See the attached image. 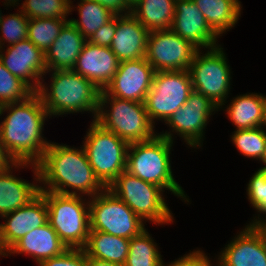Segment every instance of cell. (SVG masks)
Segmentation results:
<instances>
[{
	"instance_id": "obj_32",
	"label": "cell",
	"mask_w": 266,
	"mask_h": 266,
	"mask_svg": "<svg viewBox=\"0 0 266 266\" xmlns=\"http://www.w3.org/2000/svg\"><path fill=\"white\" fill-rule=\"evenodd\" d=\"M231 139L241 154L260 161L266 144V131L263 128L236 130Z\"/></svg>"
},
{
	"instance_id": "obj_26",
	"label": "cell",
	"mask_w": 266,
	"mask_h": 266,
	"mask_svg": "<svg viewBox=\"0 0 266 266\" xmlns=\"http://www.w3.org/2000/svg\"><path fill=\"white\" fill-rule=\"evenodd\" d=\"M129 241L130 239L101 231H89L83 250L87 257L124 265L129 252Z\"/></svg>"
},
{
	"instance_id": "obj_34",
	"label": "cell",
	"mask_w": 266,
	"mask_h": 266,
	"mask_svg": "<svg viewBox=\"0 0 266 266\" xmlns=\"http://www.w3.org/2000/svg\"><path fill=\"white\" fill-rule=\"evenodd\" d=\"M28 24L29 19L21 10L3 17L0 21V49L5 51V42L13 45L27 39Z\"/></svg>"
},
{
	"instance_id": "obj_7",
	"label": "cell",
	"mask_w": 266,
	"mask_h": 266,
	"mask_svg": "<svg viewBox=\"0 0 266 266\" xmlns=\"http://www.w3.org/2000/svg\"><path fill=\"white\" fill-rule=\"evenodd\" d=\"M83 148L96 178L108 188L126 170L129 144L95 120L84 137Z\"/></svg>"
},
{
	"instance_id": "obj_47",
	"label": "cell",
	"mask_w": 266,
	"mask_h": 266,
	"mask_svg": "<svg viewBox=\"0 0 266 266\" xmlns=\"http://www.w3.org/2000/svg\"><path fill=\"white\" fill-rule=\"evenodd\" d=\"M231 1L234 2L242 10L241 2L239 0H231Z\"/></svg>"
},
{
	"instance_id": "obj_15",
	"label": "cell",
	"mask_w": 266,
	"mask_h": 266,
	"mask_svg": "<svg viewBox=\"0 0 266 266\" xmlns=\"http://www.w3.org/2000/svg\"><path fill=\"white\" fill-rule=\"evenodd\" d=\"M154 74L155 70L146 58L120 62L104 91L110 96L144 103Z\"/></svg>"
},
{
	"instance_id": "obj_39",
	"label": "cell",
	"mask_w": 266,
	"mask_h": 266,
	"mask_svg": "<svg viewBox=\"0 0 266 266\" xmlns=\"http://www.w3.org/2000/svg\"><path fill=\"white\" fill-rule=\"evenodd\" d=\"M108 8L116 15L128 14L131 6L125 0H93Z\"/></svg>"
},
{
	"instance_id": "obj_38",
	"label": "cell",
	"mask_w": 266,
	"mask_h": 266,
	"mask_svg": "<svg viewBox=\"0 0 266 266\" xmlns=\"http://www.w3.org/2000/svg\"><path fill=\"white\" fill-rule=\"evenodd\" d=\"M209 260L208 256L204 251H200V249L190 251L188 254H185L183 257L181 256L177 260L172 261L166 266H213Z\"/></svg>"
},
{
	"instance_id": "obj_48",
	"label": "cell",
	"mask_w": 266,
	"mask_h": 266,
	"mask_svg": "<svg viewBox=\"0 0 266 266\" xmlns=\"http://www.w3.org/2000/svg\"><path fill=\"white\" fill-rule=\"evenodd\" d=\"M130 6H132L137 0H125Z\"/></svg>"
},
{
	"instance_id": "obj_46",
	"label": "cell",
	"mask_w": 266,
	"mask_h": 266,
	"mask_svg": "<svg viewBox=\"0 0 266 266\" xmlns=\"http://www.w3.org/2000/svg\"><path fill=\"white\" fill-rule=\"evenodd\" d=\"M8 256V251L3 247L1 238H0V256Z\"/></svg>"
},
{
	"instance_id": "obj_6",
	"label": "cell",
	"mask_w": 266,
	"mask_h": 266,
	"mask_svg": "<svg viewBox=\"0 0 266 266\" xmlns=\"http://www.w3.org/2000/svg\"><path fill=\"white\" fill-rule=\"evenodd\" d=\"M48 207V222L67 248L83 249L90 231L89 201L83 196L39 191Z\"/></svg>"
},
{
	"instance_id": "obj_14",
	"label": "cell",
	"mask_w": 266,
	"mask_h": 266,
	"mask_svg": "<svg viewBox=\"0 0 266 266\" xmlns=\"http://www.w3.org/2000/svg\"><path fill=\"white\" fill-rule=\"evenodd\" d=\"M7 46L5 53L0 49V61L10 73L37 92L47 72L44 53L28 38Z\"/></svg>"
},
{
	"instance_id": "obj_36",
	"label": "cell",
	"mask_w": 266,
	"mask_h": 266,
	"mask_svg": "<svg viewBox=\"0 0 266 266\" xmlns=\"http://www.w3.org/2000/svg\"><path fill=\"white\" fill-rule=\"evenodd\" d=\"M38 266H88L83 249L68 248L62 254L43 260Z\"/></svg>"
},
{
	"instance_id": "obj_12",
	"label": "cell",
	"mask_w": 266,
	"mask_h": 266,
	"mask_svg": "<svg viewBox=\"0 0 266 266\" xmlns=\"http://www.w3.org/2000/svg\"><path fill=\"white\" fill-rule=\"evenodd\" d=\"M218 110L219 107L209 98L193 90L185 104L165 122V125L172 128L171 131L161 132L159 135L173 142V134L177 133L189 147L200 148L209 117Z\"/></svg>"
},
{
	"instance_id": "obj_45",
	"label": "cell",
	"mask_w": 266,
	"mask_h": 266,
	"mask_svg": "<svg viewBox=\"0 0 266 266\" xmlns=\"http://www.w3.org/2000/svg\"><path fill=\"white\" fill-rule=\"evenodd\" d=\"M6 2H4V5L5 6H17L18 4H20L19 2H20V0H5ZM17 4V5H16Z\"/></svg>"
},
{
	"instance_id": "obj_49",
	"label": "cell",
	"mask_w": 266,
	"mask_h": 266,
	"mask_svg": "<svg viewBox=\"0 0 266 266\" xmlns=\"http://www.w3.org/2000/svg\"><path fill=\"white\" fill-rule=\"evenodd\" d=\"M4 17V15H2V12H1V10H0V21H1V19Z\"/></svg>"
},
{
	"instance_id": "obj_42",
	"label": "cell",
	"mask_w": 266,
	"mask_h": 266,
	"mask_svg": "<svg viewBox=\"0 0 266 266\" xmlns=\"http://www.w3.org/2000/svg\"><path fill=\"white\" fill-rule=\"evenodd\" d=\"M88 266H125L123 264H115L96 258L87 257Z\"/></svg>"
},
{
	"instance_id": "obj_25",
	"label": "cell",
	"mask_w": 266,
	"mask_h": 266,
	"mask_svg": "<svg viewBox=\"0 0 266 266\" xmlns=\"http://www.w3.org/2000/svg\"><path fill=\"white\" fill-rule=\"evenodd\" d=\"M265 100L266 96L258 93L237 95L224 111L236 130L261 127Z\"/></svg>"
},
{
	"instance_id": "obj_5",
	"label": "cell",
	"mask_w": 266,
	"mask_h": 266,
	"mask_svg": "<svg viewBox=\"0 0 266 266\" xmlns=\"http://www.w3.org/2000/svg\"><path fill=\"white\" fill-rule=\"evenodd\" d=\"M95 121L128 144L147 141L157 135L145 103L110 96L104 90L100 93Z\"/></svg>"
},
{
	"instance_id": "obj_20",
	"label": "cell",
	"mask_w": 266,
	"mask_h": 266,
	"mask_svg": "<svg viewBox=\"0 0 266 266\" xmlns=\"http://www.w3.org/2000/svg\"><path fill=\"white\" fill-rule=\"evenodd\" d=\"M32 167L34 172V182L19 179L13 175V169ZM13 167V168H12ZM38 166L25 162H14L8 168L0 171V217L24 207L40 191Z\"/></svg>"
},
{
	"instance_id": "obj_1",
	"label": "cell",
	"mask_w": 266,
	"mask_h": 266,
	"mask_svg": "<svg viewBox=\"0 0 266 266\" xmlns=\"http://www.w3.org/2000/svg\"><path fill=\"white\" fill-rule=\"evenodd\" d=\"M0 141L14 162L37 165L49 141L43 139L45 120L49 116L41 97L35 92L27 100L0 106Z\"/></svg>"
},
{
	"instance_id": "obj_27",
	"label": "cell",
	"mask_w": 266,
	"mask_h": 266,
	"mask_svg": "<svg viewBox=\"0 0 266 266\" xmlns=\"http://www.w3.org/2000/svg\"><path fill=\"white\" fill-rule=\"evenodd\" d=\"M193 2L218 37L234 27L241 17V9L231 0H193Z\"/></svg>"
},
{
	"instance_id": "obj_8",
	"label": "cell",
	"mask_w": 266,
	"mask_h": 266,
	"mask_svg": "<svg viewBox=\"0 0 266 266\" xmlns=\"http://www.w3.org/2000/svg\"><path fill=\"white\" fill-rule=\"evenodd\" d=\"M108 189L145 223L147 221L156 225L173 223V213L165 202L163 196L165 190L161 187L143 181L125 170Z\"/></svg>"
},
{
	"instance_id": "obj_28",
	"label": "cell",
	"mask_w": 266,
	"mask_h": 266,
	"mask_svg": "<svg viewBox=\"0 0 266 266\" xmlns=\"http://www.w3.org/2000/svg\"><path fill=\"white\" fill-rule=\"evenodd\" d=\"M79 20L68 19L88 39L95 31L112 20L116 14L93 0H80L77 7Z\"/></svg>"
},
{
	"instance_id": "obj_40",
	"label": "cell",
	"mask_w": 266,
	"mask_h": 266,
	"mask_svg": "<svg viewBox=\"0 0 266 266\" xmlns=\"http://www.w3.org/2000/svg\"><path fill=\"white\" fill-rule=\"evenodd\" d=\"M263 214H266L263 213ZM250 222L251 226L260 234V236L266 241V215L265 219L260 217V214L256 216L253 220Z\"/></svg>"
},
{
	"instance_id": "obj_17",
	"label": "cell",
	"mask_w": 266,
	"mask_h": 266,
	"mask_svg": "<svg viewBox=\"0 0 266 266\" xmlns=\"http://www.w3.org/2000/svg\"><path fill=\"white\" fill-rule=\"evenodd\" d=\"M171 30L199 49L218 46V36L210 29L203 13L193 0H175Z\"/></svg>"
},
{
	"instance_id": "obj_33",
	"label": "cell",
	"mask_w": 266,
	"mask_h": 266,
	"mask_svg": "<svg viewBox=\"0 0 266 266\" xmlns=\"http://www.w3.org/2000/svg\"><path fill=\"white\" fill-rule=\"evenodd\" d=\"M35 92L0 61V106L27 100Z\"/></svg>"
},
{
	"instance_id": "obj_16",
	"label": "cell",
	"mask_w": 266,
	"mask_h": 266,
	"mask_svg": "<svg viewBox=\"0 0 266 266\" xmlns=\"http://www.w3.org/2000/svg\"><path fill=\"white\" fill-rule=\"evenodd\" d=\"M6 220L0 224V238L8 251L27 233L48 222V207L44 196L39 192L24 207L1 216Z\"/></svg>"
},
{
	"instance_id": "obj_24",
	"label": "cell",
	"mask_w": 266,
	"mask_h": 266,
	"mask_svg": "<svg viewBox=\"0 0 266 266\" xmlns=\"http://www.w3.org/2000/svg\"><path fill=\"white\" fill-rule=\"evenodd\" d=\"M149 32L170 30L175 0H137L130 12Z\"/></svg>"
},
{
	"instance_id": "obj_41",
	"label": "cell",
	"mask_w": 266,
	"mask_h": 266,
	"mask_svg": "<svg viewBox=\"0 0 266 266\" xmlns=\"http://www.w3.org/2000/svg\"><path fill=\"white\" fill-rule=\"evenodd\" d=\"M14 161L8 156L0 141V171L8 168Z\"/></svg>"
},
{
	"instance_id": "obj_37",
	"label": "cell",
	"mask_w": 266,
	"mask_h": 266,
	"mask_svg": "<svg viewBox=\"0 0 266 266\" xmlns=\"http://www.w3.org/2000/svg\"><path fill=\"white\" fill-rule=\"evenodd\" d=\"M116 26L117 15L105 25L100 27L97 31H95V33L90 36L87 41L97 46L110 47L113 36L115 35Z\"/></svg>"
},
{
	"instance_id": "obj_44",
	"label": "cell",
	"mask_w": 266,
	"mask_h": 266,
	"mask_svg": "<svg viewBox=\"0 0 266 266\" xmlns=\"http://www.w3.org/2000/svg\"><path fill=\"white\" fill-rule=\"evenodd\" d=\"M260 162H262L264 164L263 167H260L259 170H266V144H265V149H264V153L263 156L260 159Z\"/></svg>"
},
{
	"instance_id": "obj_23",
	"label": "cell",
	"mask_w": 266,
	"mask_h": 266,
	"mask_svg": "<svg viewBox=\"0 0 266 266\" xmlns=\"http://www.w3.org/2000/svg\"><path fill=\"white\" fill-rule=\"evenodd\" d=\"M67 249L56 231L47 222L22 237L8 250V255L26 254L36 260L39 265L43 260L58 256Z\"/></svg>"
},
{
	"instance_id": "obj_35",
	"label": "cell",
	"mask_w": 266,
	"mask_h": 266,
	"mask_svg": "<svg viewBox=\"0 0 266 266\" xmlns=\"http://www.w3.org/2000/svg\"><path fill=\"white\" fill-rule=\"evenodd\" d=\"M247 196L250 204L262 214L266 212V170L255 171L247 184Z\"/></svg>"
},
{
	"instance_id": "obj_10",
	"label": "cell",
	"mask_w": 266,
	"mask_h": 266,
	"mask_svg": "<svg viewBox=\"0 0 266 266\" xmlns=\"http://www.w3.org/2000/svg\"><path fill=\"white\" fill-rule=\"evenodd\" d=\"M90 231L126 239L139 235L145 222L108 188L89 200Z\"/></svg>"
},
{
	"instance_id": "obj_4",
	"label": "cell",
	"mask_w": 266,
	"mask_h": 266,
	"mask_svg": "<svg viewBox=\"0 0 266 266\" xmlns=\"http://www.w3.org/2000/svg\"><path fill=\"white\" fill-rule=\"evenodd\" d=\"M172 146L173 142L159 133L150 140L129 144L126 171L189 202L184 190L173 177L170 160Z\"/></svg>"
},
{
	"instance_id": "obj_30",
	"label": "cell",
	"mask_w": 266,
	"mask_h": 266,
	"mask_svg": "<svg viewBox=\"0 0 266 266\" xmlns=\"http://www.w3.org/2000/svg\"><path fill=\"white\" fill-rule=\"evenodd\" d=\"M68 21L61 18L29 19L27 38L45 53Z\"/></svg>"
},
{
	"instance_id": "obj_18",
	"label": "cell",
	"mask_w": 266,
	"mask_h": 266,
	"mask_svg": "<svg viewBox=\"0 0 266 266\" xmlns=\"http://www.w3.org/2000/svg\"><path fill=\"white\" fill-rule=\"evenodd\" d=\"M225 245L217 258V266H266V241L247 224Z\"/></svg>"
},
{
	"instance_id": "obj_2",
	"label": "cell",
	"mask_w": 266,
	"mask_h": 266,
	"mask_svg": "<svg viewBox=\"0 0 266 266\" xmlns=\"http://www.w3.org/2000/svg\"><path fill=\"white\" fill-rule=\"evenodd\" d=\"M80 148L50 142L37 164L40 191L91 198L105 189L96 178L83 146Z\"/></svg>"
},
{
	"instance_id": "obj_3",
	"label": "cell",
	"mask_w": 266,
	"mask_h": 266,
	"mask_svg": "<svg viewBox=\"0 0 266 266\" xmlns=\"http://www.w3.org/2000/svg\"><path fill=\"white\" fill-rule=\"evenodd\" d=\"M51 74V84L42 81L36 92L50 116H60L78 112H91L96 120L101 90L73 70H54ZM50 89H49V88Z\"/></svg>"
},
{
	"instance_id": "obj_22",
	"label": "cell",
	"mask_w": 266,
	"mask_h": 266,
	"mask_svg": "<svg viewBox=\"0 0 266 266\" xmlns=\"http://www.w3.org/2000/svg\"><path fill=\"white\" fill-rule=\"evenodd\" d=\"M86 42L87 39L68 21L44 53L46 74L54 70H72Z\"/></svg>"
},
{
	"instance_id": "obj_43",
	"label": "cell",
	"mask_w": 266,
	"mask_h": 266,
	"mask_svg": "<svg viewBox=\"0 0 266 266\" xmlns=\"http://www.w3.org/2000/svg\"><path fill=\"white\" fill-rule=\"evenodd\" d=\"M264 126H266V100H265L264 107H263L261 128H264Z\"/></svg>"
},
{
	"instance_id": "obj_9",
	"label": "cell",
	"mask_w": 266,
	"mask_h": 266,
	"mask_svg": "<svg viewBox=\"0 0 266 266\" xmlns=\"http://www.w3.org/2000/svg\"><path fill=\"white\" fill-rule=\"evenodd\" d=\"M188 71L193 90L203 94L222 109L229 97L232 79L223 48L218 45L206 50L205 54L199 49Z\"/></svg>"
},
{
	"instance_id": "obj_31",
	"label": "cell",
	"mask_w": 266,
	"mask_h": 266,
	"mask_svg": "<svg viewBox=\"0 0 266 266\" xmlns=\"http://www.w3.org/2000/svg\"><path fill=\"white\" fill-rule=\"evenodd\" d=\"M72 2L71 0H25L21 3L22 6H20L19 10H21L28 19H68L67 16L71 14L74 8Z\"/></svg>"
},
{
	"instance_id": "obj_29",
	"label": "cell",
	"mask_w": 266,
	"mask_h": 266,
	"mask_svg": "<svg viewBox=\"0 0 266 266\" xmlns=\"http://www.w3.org/2000/svg\"><path fill=\"white\" fill-rule=\"evenodd\" d=\"M125 266H165L156 242L147 229L129 241Z\"/></svg>"
},
{
	"instance_id": "obj_13",
	"label": "cell",
	"mask_w": 266,
	"mask_h": 266,
	"mask_svg": "<svg viewBox=\"0 0 266 266\" xmlns=\"http://www.w3.org/2000/svg\"><path fill=\"white\" fill-rule=\"evenodd\" d=\"M193 43L170 30L149 32L146 60L159 71H187L196 52Z\"/></svg>"
},
{
	"instance_id": "obj_11",
	"label": "cell",
	"mask_w": 266,
	"mask_h": 266,
	"mask_svg": "<svg viewBox=\"0 0 266 266\" xmlns=\"http://www.w3.org/2000/svg\"><path fill=\"white\" fill-rule=\"evenodd\" d=\"M193 91L189 71H159L153 76L145 107L150 121L166 122Z\"/></svg>"
},
{
	"instance_id": "obj_21",
	"label": "cell",
	"mask_w": 266,
	"mask_h": 266,
	"mask_svg": "<svg viewBox=\"0 0 266 266\" xmlns=\"http://www.w3.org/2000/svg\"><path fill=\"white\" fill-rule=\"evenodd\" d=\"M149 31L131 14L117 15L110 49L120 62L146 57Z\"/></svg>"
},
{
	"instance_id": "obj_19",
	"label": "cell",
	"mask_w": 266,
	"mask_h": 266,
	"mask_svg": "<svg viewBox=\"0 0 266 266\" xmlns=\"http://www.w3.org/2000/svg\"><path fill=\"white\" fill-rule=\"evenodd\" d=\"M119 64V59L110 47L97 46L87 41L72 70L104 90L115 76Z\"/></svg>"
}]
</instances>
